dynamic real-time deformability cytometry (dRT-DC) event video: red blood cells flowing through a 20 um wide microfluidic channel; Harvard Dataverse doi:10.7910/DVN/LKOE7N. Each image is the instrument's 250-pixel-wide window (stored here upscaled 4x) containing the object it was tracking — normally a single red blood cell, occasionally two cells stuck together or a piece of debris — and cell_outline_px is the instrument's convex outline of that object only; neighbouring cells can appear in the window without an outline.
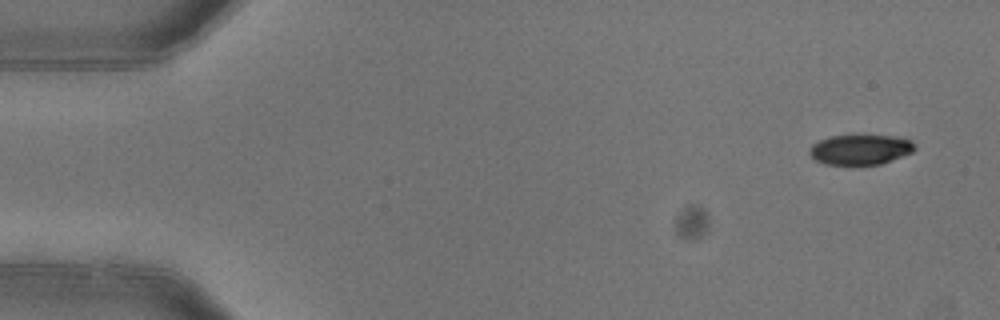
{"species": "common noctule bat (a hibernating species)", "species_latin": "Nyctalus noctula", "temperature_condition": "warm", "stored_images_in_passage": 5, "camera_frame_rate_fps": 3000, "um_per_image_px": 0.085, "animal": {"sex": "female"}, "frame": {"image": 1, "passage_image": 1, "time_ms": 0.0, "image_size_px": [1000, 320], "cell_outline_px": [[916, 148], [912, 152], [880, 164], [824, 164], [816, 160], [808, 152], [812, 144], [820, 140], [832, 136], [896, 136], [912, 140], [916, 144]], "centroid_in_image_um": [73.15, 12.71], "position_along_channel_um": 11.9, "area_um2": 18.21}}
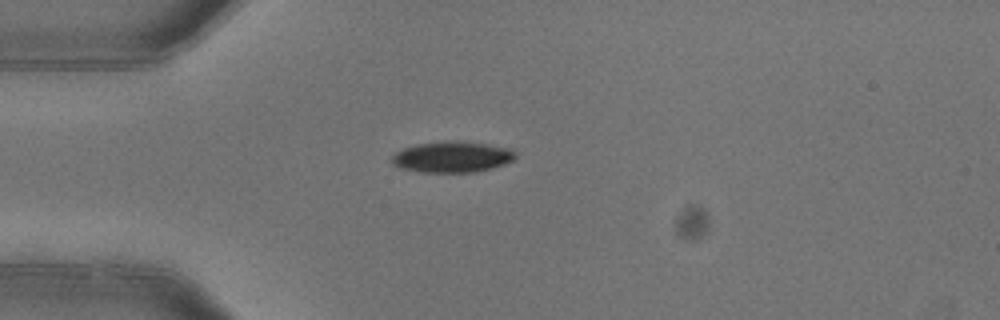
{"frame": {"image": 2, "passage_image": 4, "time_ms": 1.0, "image_size_px": [1000, 320], "cell_outline_px": [[516, 156], [512, 160], [504, 164], [492, 168], [472, 172], [424, 172], [400, 168], [392, 164], [392, 156], [396, 152], [404, 148], [416, 144], [444, 140], [464, 140], [512, 148], [516, 152]], "centroid_in_image_um": [38.45, 13.31], "position_along_channel_um": 46.5, "area_um2": 22.6}}